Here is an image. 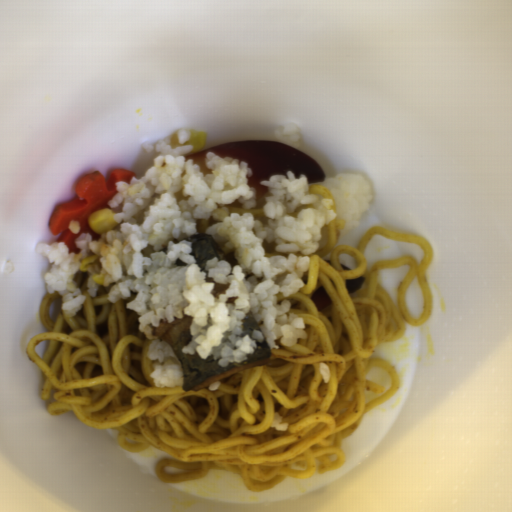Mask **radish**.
I'll return each mask as SVG.
<instances>
[{"label": "radish", "mask_w": 512, "mask_h": 512, "mask_svg": "<svg viewBox=\"0 0 512 512\" xmlns=\"http://www.w3.org/2000/svg\"><path fill=\"white\" fill-rule=\"evenodd\" d=\"M134 171L117 169L112 171L106 179L99 171H93L83 175L75 186L76 195L65 202L55 206L48 223L52 235H59L56 243H64L69 248V253L79 254L76 241L82 234L91 236V241L100 238L89 225V216L96 211L109 208V202L115 196L116 185L119 182H131L136 178ZM76 220L80 222L81 229L78 234L69 231L68 222Z\"/></svg>", "instance_id": "radish-1"}]
</instances>
